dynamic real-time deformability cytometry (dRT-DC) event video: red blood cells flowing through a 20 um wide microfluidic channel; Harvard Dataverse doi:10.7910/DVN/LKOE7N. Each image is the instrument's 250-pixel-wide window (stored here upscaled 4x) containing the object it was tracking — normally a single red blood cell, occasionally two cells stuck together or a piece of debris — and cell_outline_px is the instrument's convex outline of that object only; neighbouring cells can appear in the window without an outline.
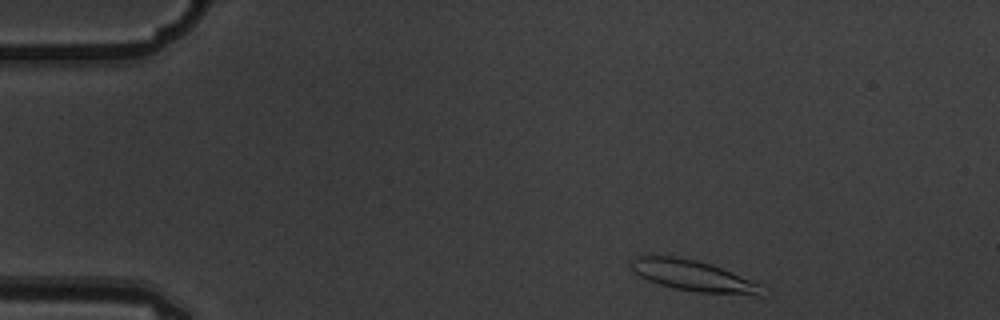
{"species": "common noctule bat (a hibernating species)", "species_latin": "Nyctalus noctula", "temperature_condition": "warm", "stored_images_in_passage": 4, "camera_frame_rate_fps": 3000, "um_per_image_px": 0.085, "animal": {"sex": "male", "body_mass_g": 19.5, "forearm_length_mm": 54.6}, "frame": {"image": 1, "passage_image": 1, "time_ms": 0.0, "image_size_px": [1000, 320], "cell_outline_px": [[764, 296], [756, 296], [700, 292], [676, 288], [660, 284], [648, 280], [640, 276], [628, 264], [636, 256], [676, 256], [696, 260], [712, 264], [760, 284]], "centroid_in_image_um": [58.94, 23.44], "position_along_channel_um": 26.1, "area_um2": 23.35}}
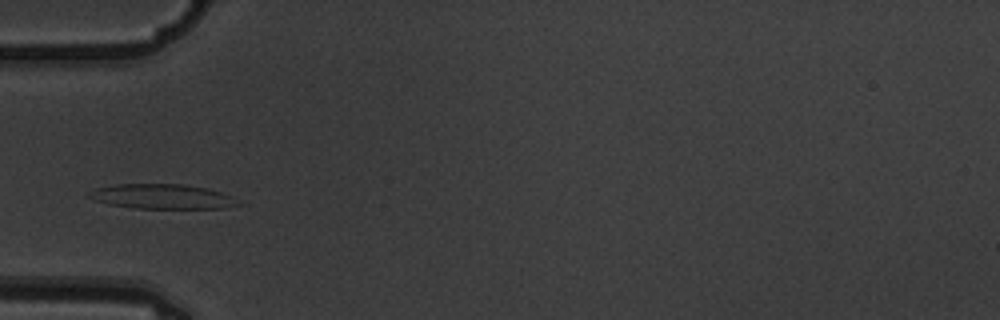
{"frame": {"image": 2, "passage_image": 4, "time_ms": 1.0, "image_size_px": [1000, 320], "cell_outline_px": [[240, 204], [224, 208], [136, 208], [108, 204], [96, 200], [88, 196], [88, 192], [96, 188], [116, 184], [184, 184], [204, 188], [220, 192], [232, 196]], "centroid_in_image_um": [13.76, 16.7], "position_along_channel_um": 71.2, "area_um2": 21.21}}